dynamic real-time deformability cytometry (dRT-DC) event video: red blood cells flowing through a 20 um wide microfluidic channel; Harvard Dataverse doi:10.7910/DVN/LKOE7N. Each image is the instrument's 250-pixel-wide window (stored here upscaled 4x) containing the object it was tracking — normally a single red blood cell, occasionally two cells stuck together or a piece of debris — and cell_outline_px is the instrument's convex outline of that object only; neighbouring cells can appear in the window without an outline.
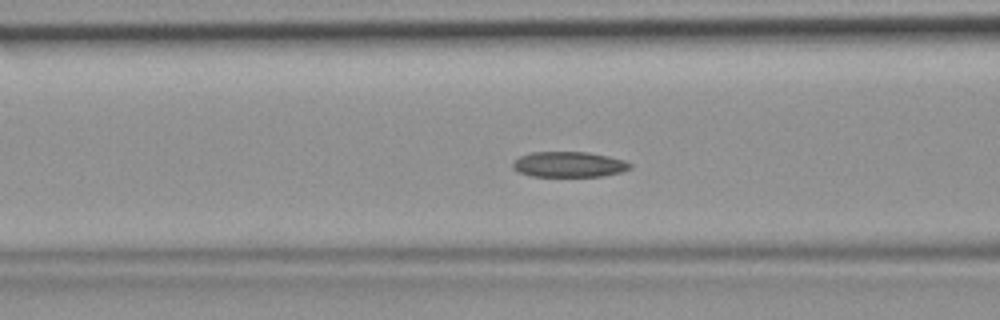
{"species": "common noctule bat (a hibernating species)", "species_latin": "Nyctalus noctula", "temperature_condition": "room temperature", "stored_images_in_passage": 42, "camera_frame_rate_fps": 3000, "um_per_image_px": 0.085, "animal": {"sex": "female", "body_mass_g": 19.9}, "frame": {"image": 1, "passage_image": 13, "time_ms": 4.0, "image_size_px": [1000, 320], "cell_outline_px": [[632, 168], [620, 172], [600, 176], [532, 176], [516, 172], [512, 168], [512, 164], [520, 156], [532, 152], [588, 152], [608, 156], [624, 160], [632, 164]], "centroid_in_image_um": [48.35, 13.97], "position_along_channel_um": 118.3, "area_um2": 17.4}}
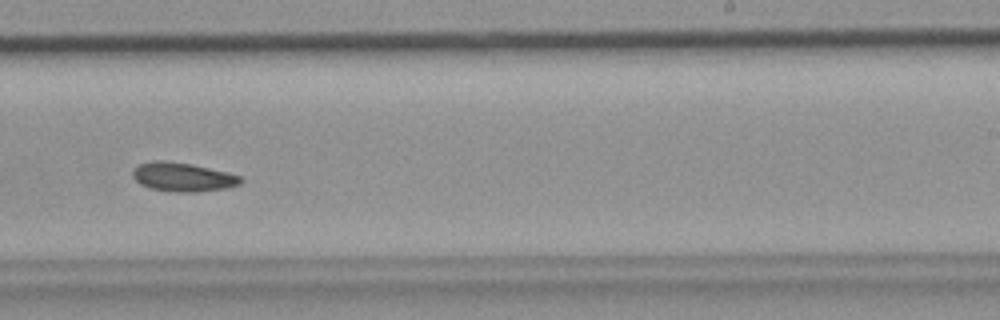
{"frame": {"image": 2, "passage_image": 24, "time_ms": 7.667, "image_size_px": [1000, 320], "cell_outline_px": [[244, 180], [240, 184], [224, 188], [196, 192], [172, 192], [152, 188], [140, 184], [132, 176], [132, 168], [140, 164], [152, 160], [164, 160], [192, 164], [228, 172], [240, 176]], "centroid_in_image_um": [15.52, 15.03], "position_along_channel_um": 273.5, "area_um2": 18.26}}